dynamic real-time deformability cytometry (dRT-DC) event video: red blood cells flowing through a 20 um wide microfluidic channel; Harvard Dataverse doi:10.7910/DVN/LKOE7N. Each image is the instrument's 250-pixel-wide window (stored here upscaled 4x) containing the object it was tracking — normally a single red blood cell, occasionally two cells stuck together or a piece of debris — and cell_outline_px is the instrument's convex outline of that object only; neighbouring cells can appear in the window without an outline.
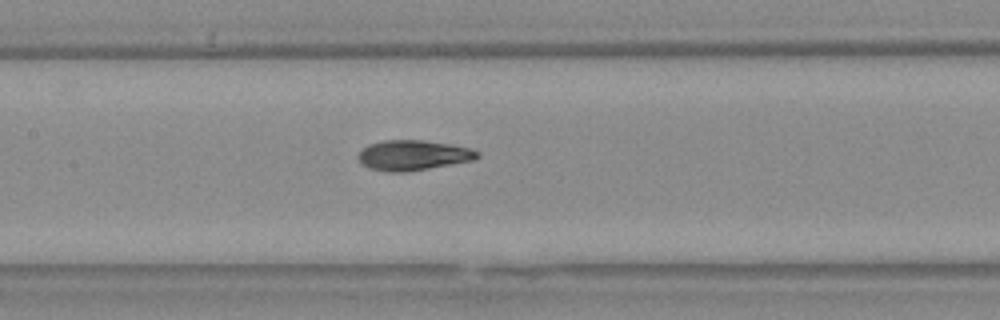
{"species": "Egyptian fruit bat (a non-hibernating species)", "species_latin": "Rousettus aegyptiacus", "temperature_condition": "warm", "stored_images_in_passage": 8, "segment_of_instrument_passage": [2, 2], "camera_frame_rate_fps": 3000, "um_per_image_px": 0.085, "animal": {"sex": "female"}, "frame": {"image": 1, "passage_image": 8, "time_ms": 2.333, "image_size_px": [1000, 320], "cell_outline_px": [[480, 156], [472, 160], [428, 168], [404, 172], [388, 172], [368, 168], [360, 164], [360, 152], [368, 144], [384, 140], [424, 140], [452, 144], [468, 148], [480, 152]], "centroid_in_image_um": [35.1, 13.19], "position_along_channel_um": 172.3, "area_um2": 20.75}}